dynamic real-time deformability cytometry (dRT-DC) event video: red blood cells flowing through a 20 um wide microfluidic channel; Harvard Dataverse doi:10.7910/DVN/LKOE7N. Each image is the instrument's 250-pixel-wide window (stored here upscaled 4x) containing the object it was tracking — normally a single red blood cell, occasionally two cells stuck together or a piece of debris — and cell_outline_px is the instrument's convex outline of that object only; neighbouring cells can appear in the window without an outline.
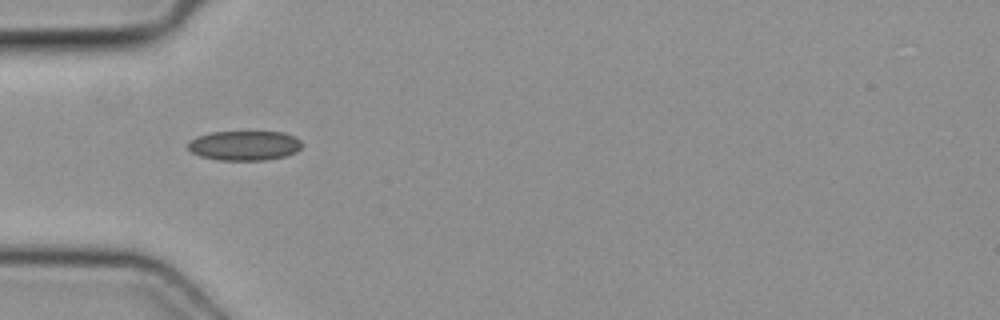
{"species": "common noctule bat (a hibernating species)", "species_latin": "Nyctalus noctula", "temperature_condition": "cold", "stored_images_in_passage": 5, "camera_frame_rate_fps": 3000, "um_per_image_px": 0.085, "animal": {"sex": "female", "body_mass_g": 19.3, "forearm_length_mm": 54.1}, "frame": {"image": 1, "passage_image": 3, "time_ms": 0.667, "image_size_px": [1000, 320], "cell_outline_px": [[304, 144], [296, 152], [284, 156], [264, 160], [216, 160], [200, 156], [192, 152], [188, 148], [188, 140], [196, 136], [208, 132], [284, 132], [300, 140]], "centroid_in_image_um": [20.74, 12.37], "position_along_channel_um": 64.3, "area_um2": 19.83}}
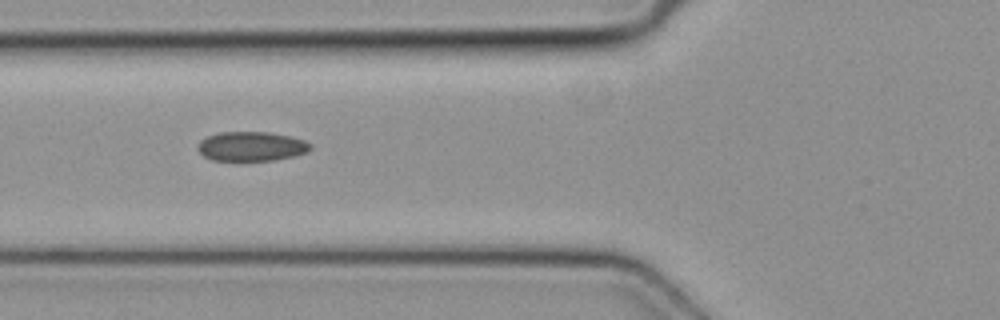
{"frame": {"image": 2, "passage_image": 4, "time_ms": 1.0, "image_size_px": [1000, 320], "cell_outline_px": [[312, 148], [308, 152], [296, 156], [276, 160], [240, 164], [212, 160], [204, 156], [196, 148], [200, 140], [208, 136], [220, 132], [268, 132], [288, 136], [304, 140], [312, 144]], "centroid_in_image_um": [21.35, 12.5], "position_along_channel_um": 104.4, "area_um2": 20.29}}
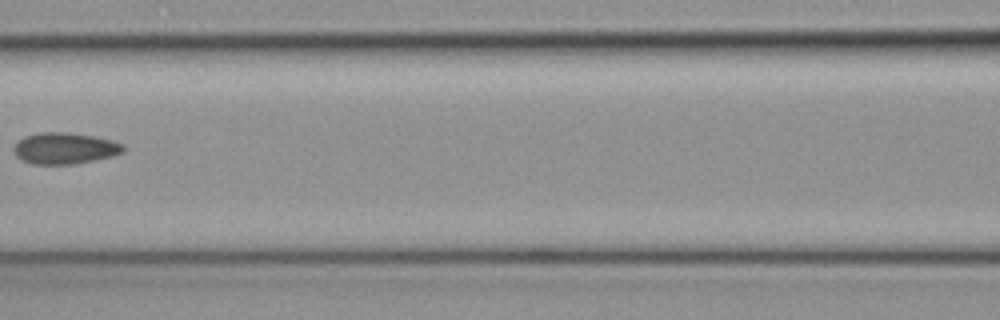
{"frame": {"image": 3, "passage_image": 5, "time_ms": 1.333, "image_size_px": [1000, 320], "cell_outline_px": [[124, 152], [112, 156], [76, 164], [32, 164], [20, 160], [16, 156], [12, 148], [24, 136], [40, 132], [64, 132], [92, 136], [112, 140], [124, 144]], "centroid_in_image_um": [5.49, 12.61], "position_along_channel_um": 161.1, "area_um2": 20.06}}